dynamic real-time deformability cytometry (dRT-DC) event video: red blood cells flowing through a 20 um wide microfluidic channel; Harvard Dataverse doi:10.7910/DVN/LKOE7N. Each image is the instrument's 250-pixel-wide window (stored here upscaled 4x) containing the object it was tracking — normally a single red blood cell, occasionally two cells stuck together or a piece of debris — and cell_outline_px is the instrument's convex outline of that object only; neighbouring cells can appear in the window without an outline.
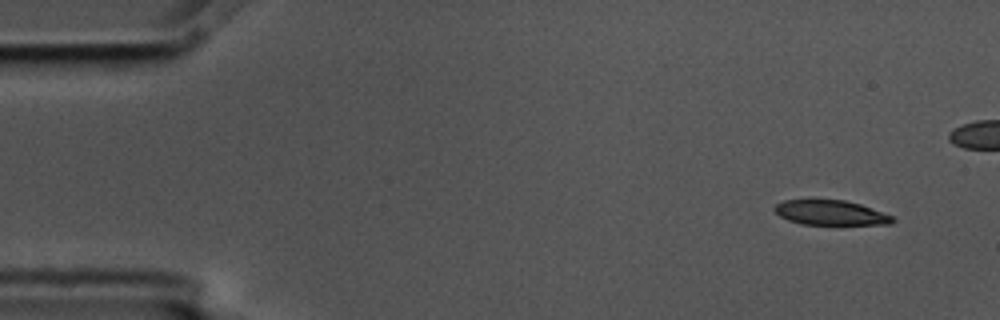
{"species": "common noctule bat (a hibernating species)", "species_latin": "Nyctalus noctula", "temperature_condition": "cold", "stored_images_in_passage": 5, "camera_frame_rate_fps": 3000, "um_per_image_px": 0.085, "animal": {"sex": "male", "body_mass_g": 17.5, "forearm_length_mm": 52.3}, "frame": {"image": 1, "passage_image": 1, "time_ms": 0.0, "image_size_px": [1000, 320], "cell_outline_px": [[896, 220], [892, 224], [800, 224], [788, 220], [780, 216], [772, 208], [776, 204], [784, 200], [844, 200], [860, 204], [892, 216]], "centroid_in_image_um": [70.58, 18.08], "position_along_channel_um": 14.4, "area_um2": 16.88}}